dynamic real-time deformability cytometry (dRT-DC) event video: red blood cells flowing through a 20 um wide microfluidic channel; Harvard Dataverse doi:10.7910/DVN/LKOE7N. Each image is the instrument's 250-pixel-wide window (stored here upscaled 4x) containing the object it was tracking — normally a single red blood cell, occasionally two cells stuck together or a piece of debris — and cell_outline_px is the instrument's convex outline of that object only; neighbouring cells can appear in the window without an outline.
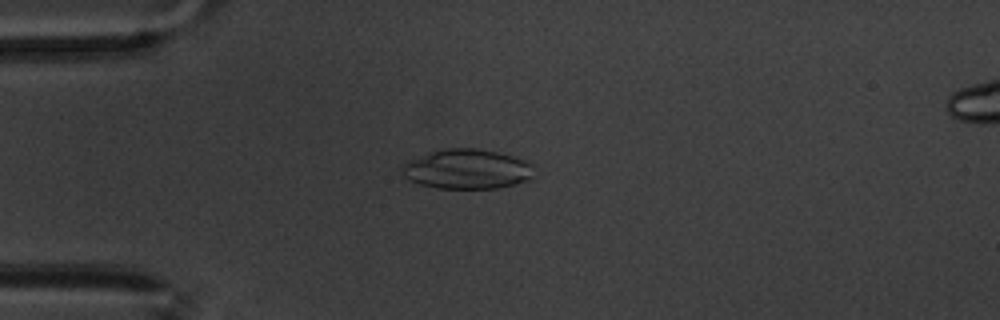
{"species": "common noctule bat (a hibernating species)", "species_latin": "Nyctalus noctula", "temperature_condition": "warm", "stored_images_in_passage": 45, "camera_frame_rate_fps": 3000, "um_per_image_px": 0.085, "animal": {"sex": "male", "body_mass_g": 20.1, "forearm_length_mm": 53.5}, "frame": {"image": 1, "passage_image": 1, "time_ms": 0.0, "image_size_px": [1000, 320], "cell_outline_px": [[532, 180], [496, 188], [436, 188], [420, 184], [408, 180], [404, 176], [400, 168], [400, 164], [408, 160], [428, 152], [444, 148], [476, 148], [496, 152], [512, 156], [524, 160], [532, 164]], "centroid_in_image_um": [39.65, 14.37], "position_along_channel_um": 45.4, "area_um2": 30.75}}
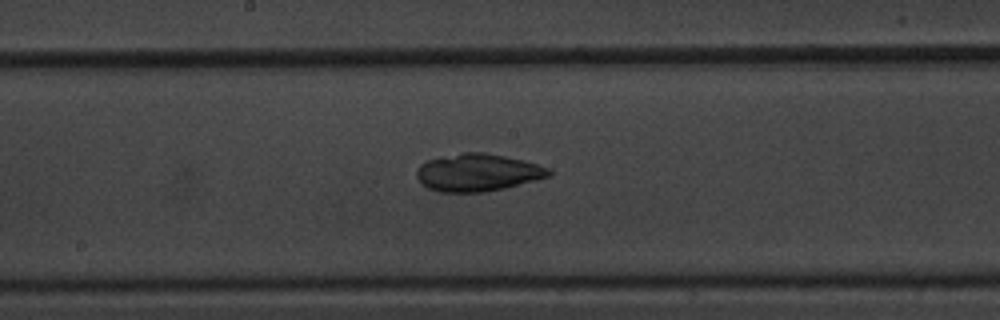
{"frame": {"image": 2, "passage_image": 17, "time_ms": 5.333, "image_size_px": [1000, 320], "cell_outline_px": [[552, 176], [504, 188], [484, 192], [440, 192], [428, 188], [420, 184], [416, 176], [416, 172], [420, 164], [428, 160], [440, 156], [464, 152], [484, 152], [524, 160], [552, 168]], "centroid_in_image_um": [40.61, 14.66], "position_along_channel_um": 207.6, "area_um2": 29.19}}
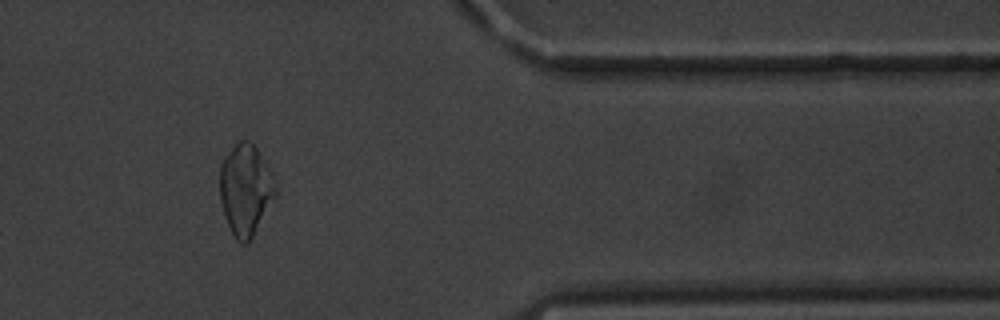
{"frame": {"image": 3, "passage_image": 35, "time_ms": 11.333, "image_size_px": [1000, 320], "cell_outline_px": [[276, 196], [248, 244], [240, 244], [236, 240], [224, 216], [220, 200], [220, 164], [224, 156], [236, 140], [248, 140], [256, 148], [272, 172], [276, 188]], "centroid_in_image_um": [20.85, 16.11], "position_along_channel_um": 390.5, "area_um2": 29.77}, "authors_computed_cell_mechanics": {"area_um2": 28.8422, "velocity_mm_per_s": 3.3859, "shape_relaxation_time_tau1_ms": null, "shape_relaxation_time_tau2_ms": 2.7134, "deformation_change_tau1": null, "deformation_change_tau2": 0.0566}}